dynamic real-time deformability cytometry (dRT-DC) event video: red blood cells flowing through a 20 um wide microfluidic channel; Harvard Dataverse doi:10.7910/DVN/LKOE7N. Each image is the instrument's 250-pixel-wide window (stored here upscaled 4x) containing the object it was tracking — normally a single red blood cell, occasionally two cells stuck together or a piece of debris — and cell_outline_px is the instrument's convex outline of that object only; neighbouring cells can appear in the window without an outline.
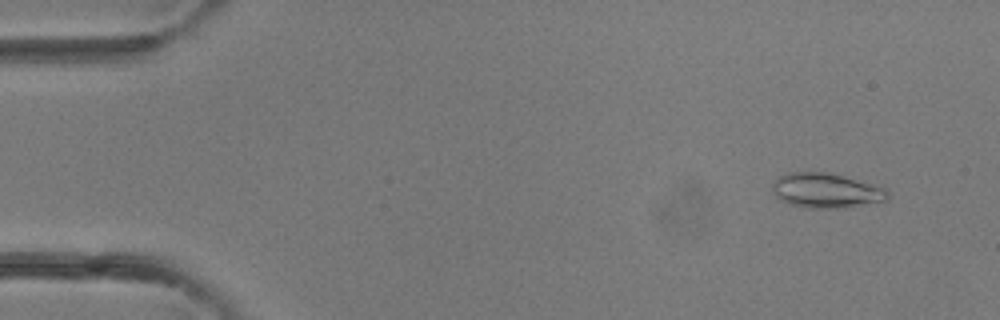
{"species": "common noctule bat (a hibernating species)", "species_latin": "Nyctalus noctula", "temperature_condition": "room temperature", "stored_images_in_passage": 39, "camera_frame_rate_fps": 3000, "um_per_image_px": 0.085, "animal": {"sex": "female"}, "frame": {"image": 1, "passage_image": 3, "time_ms": 0.667, "image_size_px": [1000, 320], "cell_outline_px": [[888, 200], [844, 208], [804, 208], [788, 204], [780, 200], [776, 196], [772, 188], [772, 184], [780, 176], [788, 172], [824, 172], [888, 188]], "centroid_in_image_um": [70.21, 16.22], "position_along_channel_um": 14.8, "area_um2": 23.29}}
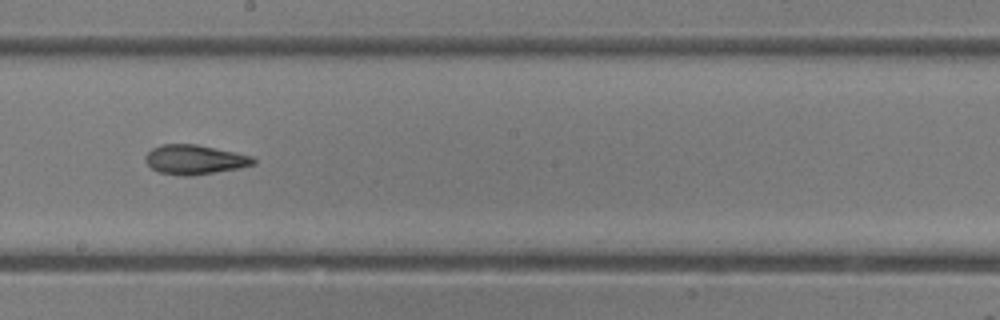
{"frame": {"image": 2, "passage_image": 22, "time_ms": 7.0, "image_size_px": [1000, 320], "cell_outline_px": [[256, 164], [240, 168], [192, 176], [180, 176], [160, 172], [152, 168], [144, 160], [144, 156], [152, 148], [160, 144], [196, 144], [236, 152], [252, 156], [256, 160]], "centroid_in_image_um": [16.56, 13.56], "position_along_channel_um": 231.6, "area_um2": 18.73}}
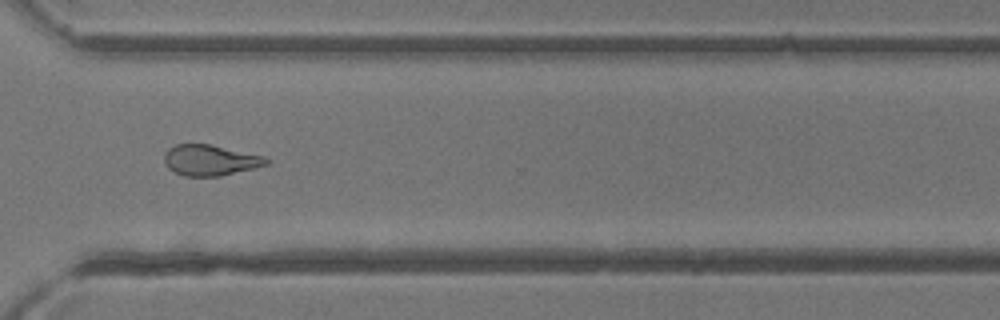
{"frame": {"image": 3, "passage_image": 29, "time_ms": 9.333, "image_size_px": [1000, 320], "cell_outline_px": [[268, 164], [256, 168], [220, 176], [184, 176], [168, 168], [164, 160], [164, 152], [168, 148], [176, 144], [212, 144], [264, 156], [268, 160]], "centroid_in_image_um": [17.86, 13.61], "position_along_channel_um": 352.7, "area_um2": 18.38}}